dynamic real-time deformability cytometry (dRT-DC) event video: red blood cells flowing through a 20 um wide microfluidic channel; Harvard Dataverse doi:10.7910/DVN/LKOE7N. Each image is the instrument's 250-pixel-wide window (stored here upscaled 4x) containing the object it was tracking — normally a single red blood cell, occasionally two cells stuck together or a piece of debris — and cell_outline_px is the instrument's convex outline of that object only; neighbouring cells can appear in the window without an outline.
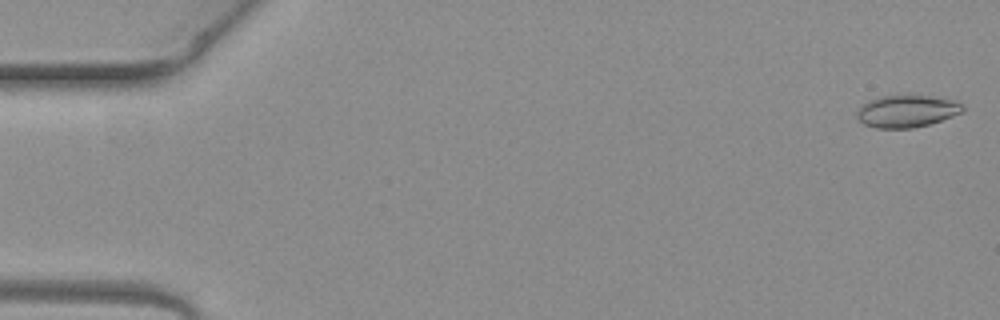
{"species": "common noctule bat (a hibernating species)", "species_latin": "Nyctalus noctula", "temperature_condition": "warm", "stored_images_in_passage": 4, "camera_frame_rate_fps": 3000, "um_per_image_px": 0.085, "animal": {"sex": "female", "body_mass_g": 19.3, "forearm_length_mm": 54.1}, "frame": {"image": 1, "passage_image": 1, "time_ms": 0.0, "image_size_px": [1000, 320], "cell_outline_px": [[964, 112], [928, 124], [912, 128], [876, 128], [864, 124], [856, 116], [856, 112], [868, 100], [880, 96], [908, 92], [912, 92], [956, 100], [964, 108]], "centroid_in_image_um": [77.09, 9.39], "position_along_channel_um": 7.9, "area_um2": 20.52}}